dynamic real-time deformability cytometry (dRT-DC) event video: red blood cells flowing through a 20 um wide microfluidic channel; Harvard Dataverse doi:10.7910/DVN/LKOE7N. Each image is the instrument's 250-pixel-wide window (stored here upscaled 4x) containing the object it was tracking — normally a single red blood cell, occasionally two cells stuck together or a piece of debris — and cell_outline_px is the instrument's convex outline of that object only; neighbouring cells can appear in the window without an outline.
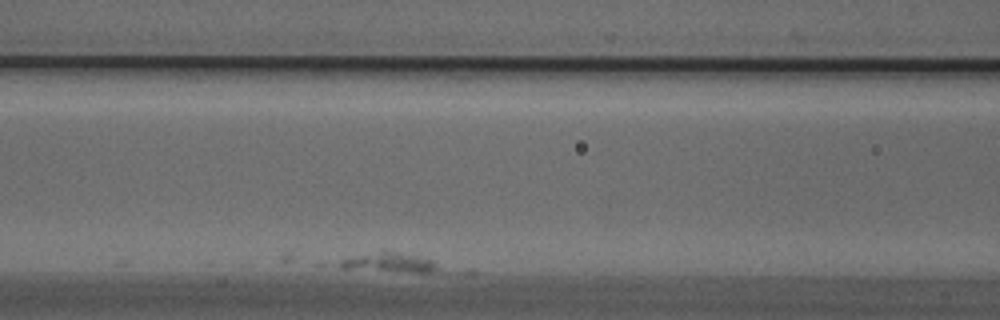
{"species": "Egyptian fruit bat (a non-hibernating species)", "species_latin": "Rousettus aegyptiacus", "temperature_condition": "cold", "stored_images_in_passage": 12, "camera_frame_rate_fps": 3000, "um_per_image_px": 0.085, "animal": {"sex": "male"}, "frame": {"image": 1, "passage_image": 12, "time_ms": 3.667, "image_size_px": [1000, 320], "cell_outline_px": [[440, 268], [432, 272], [412, 272], [340, 268], [332, 264], [348, 256], [380, 252], [392, 252], [416, 256], [432, 260]], "centroid_in_image_um": [32.97, 22.33], "position_along_channel_um": 133.6, "area_um2": 10.98}}